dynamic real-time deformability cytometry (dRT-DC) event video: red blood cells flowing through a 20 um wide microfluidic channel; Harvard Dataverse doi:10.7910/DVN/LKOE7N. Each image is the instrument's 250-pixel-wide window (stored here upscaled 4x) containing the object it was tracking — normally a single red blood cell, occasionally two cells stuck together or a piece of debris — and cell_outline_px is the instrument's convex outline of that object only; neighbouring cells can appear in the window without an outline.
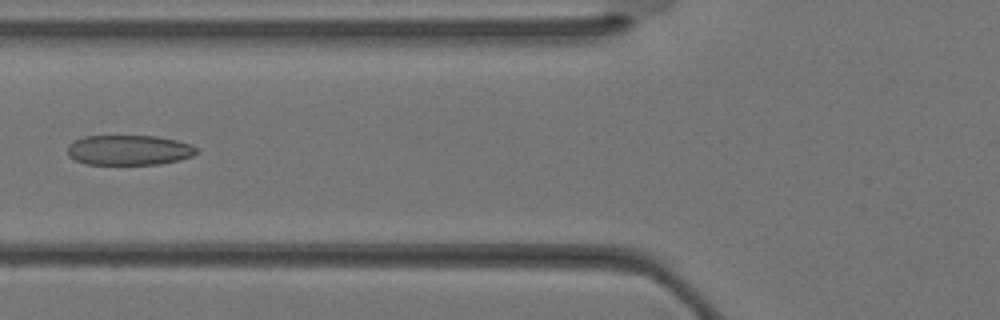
{"species": "Egyptian fruit bat (a non-hibernating species)", "species_latin": "Rousettus aegyptiacus", "temperature_condition": "warm", "stored_images_in_passage": 36, "camera_frame_rate_fps": 3000, "um_per_image_px": 0.085, "animal": {"sex": "female"}, "frame": {"image": 1, "passage_image": 14, "time_ms": 4.333, "image_size_px": [1000, 320], "cell_outline_px": [[196, 152], [192, 156], [160, 164], [84, 164], [68, 156], [68, 144], [84, 136], [156, 136], [176, 140], [192, 144], [196, 148]], "centroid_in_image_um": [10.94, 12.75], "position_along_channel_um": 114.9, "area_um2": 22.48}}
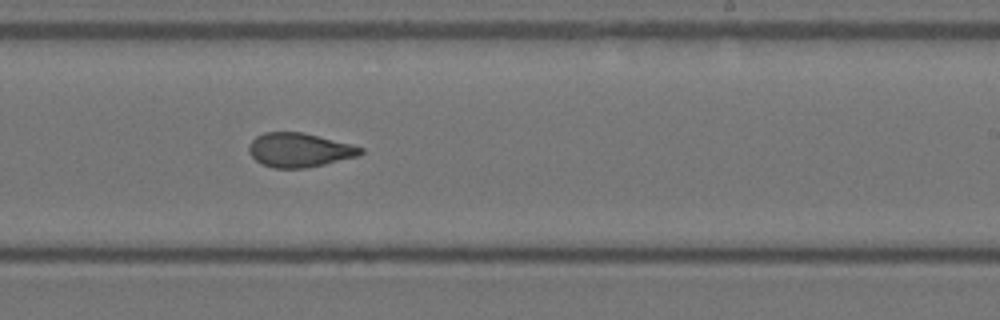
{"frame": {"image": 2, "passage_image": 22, "time_ms": 7.0, "image_size_px": [1000, 320], "cell_outline_px": [[364, 152], [356, 156], [324, 164], [304, 168], [272, 168], [256, 160], [248, 152], [248, 144], [256, 136], [264, 132], [300, 132], [352, 144], [364, 148]], "centroid_in_image_um": [25.42, 12.75], "position_along_channel_um": 263.6, "area_um2": 22.02}}
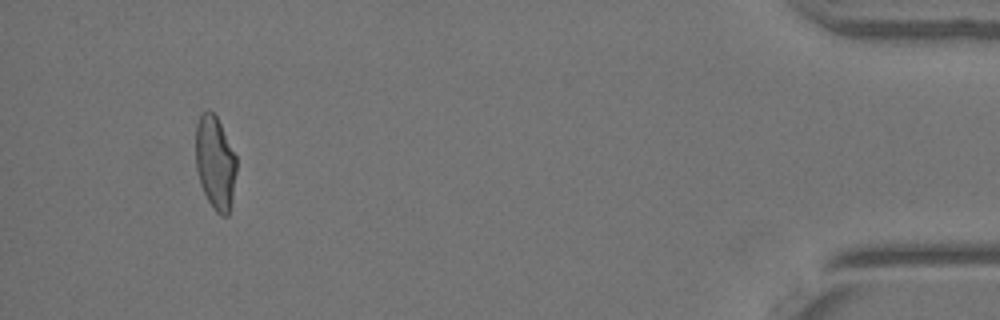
{"frame": {"image": 3, "passage_image": 34, "time_ms": 11.0, "image_size_px": [1000, 320], "cell_outline_px": [[236, 172], [232, 196], [228, 216], [220, 216], [212, 208], [200, 184], [196, 168], [196, 124], [200, 116], [208, 108], [216, 116], [236, 156]], "centroid_in_image_um": [18.28, 13.84], "position_along_channel_um": 416.9, "area_um2": 22.02}}